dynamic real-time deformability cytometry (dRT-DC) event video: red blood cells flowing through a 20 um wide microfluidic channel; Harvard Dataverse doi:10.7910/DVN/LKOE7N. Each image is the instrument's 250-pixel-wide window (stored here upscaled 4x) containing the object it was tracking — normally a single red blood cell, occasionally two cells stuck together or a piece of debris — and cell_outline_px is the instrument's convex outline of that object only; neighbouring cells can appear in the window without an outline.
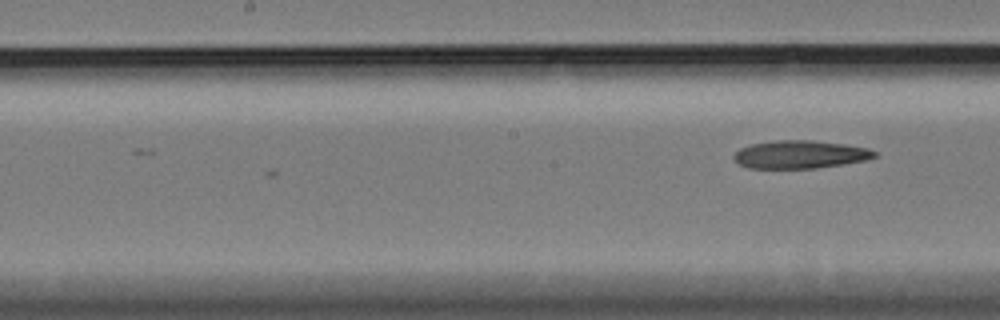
{"species": "Egyptian fruit bat (a non-hibernating species)", "species_latin": "Rousettus aegyptiacus", "temperature_condition": "cold", "stored_images_in_passage": 25, "camera_frame_rate_fps": 3000, "um_per_image_px": 0.085, "animal": {"sex": "female"}, "frame": {"image": 1, "passage_image": 25, "time_ms": 8.0, "image_size_px": [1000, 320], "cell_outline_px": [[876, 156], [864, 160], [840, 164], [812, 168], [748, 168], [740, 164], [732, 156], [740, 148], [752, 144], [776, 140], [812, 140], [844, 144], [868, 148], [876, 152]], "centroid_in_image_um": [67.98, 13.12], "position_along_channel_um": 180.2, "area_um2": 22.6}}